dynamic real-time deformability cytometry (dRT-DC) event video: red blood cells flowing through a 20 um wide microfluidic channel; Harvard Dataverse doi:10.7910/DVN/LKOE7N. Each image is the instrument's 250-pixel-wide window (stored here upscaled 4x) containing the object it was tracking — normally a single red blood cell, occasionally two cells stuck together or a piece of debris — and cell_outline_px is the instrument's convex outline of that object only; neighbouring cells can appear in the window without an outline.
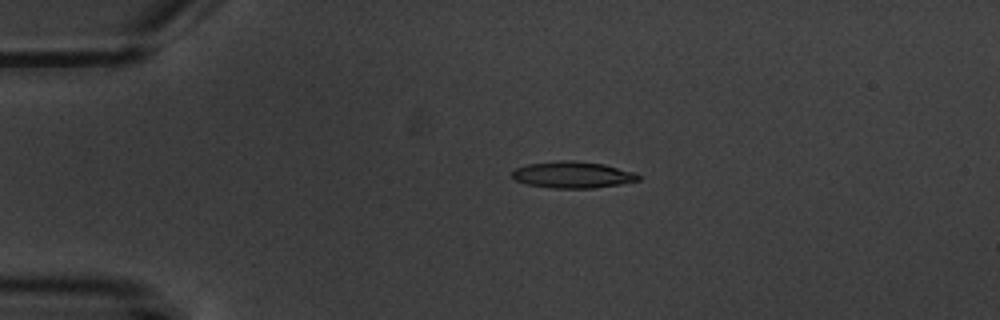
{"species": "common noctule bat (a hibernating species)", "species_latin": "Nyctalus noctula", "temperature_condition": "warm", "stored_images_in_passage": 3, "camera_frame_rate_fps": 3000, "um_per_image_px": 0.085, "animal": {"sex": "male", "body_mass_g": 20.1, "forearm_length_mm": 53.5}, "frame": {"image": 1, "passage_image": 2, "time_ms": 1.0, "image_size_px": [1000, 320], "cell_outline_px": [[640, 180], [620, 184], [592, 188], [552, 188], [524, 184], [516, 180], [512, 176], [512, 172], [516, 168], [528, 164], [560, 160], [572, 160], [604, 164], [636, 172], [640, 176]], "centroid_in_image_um": [48.69, 14.85], "position_along_channel_um": 36.3, "area_um2": 19.59}}